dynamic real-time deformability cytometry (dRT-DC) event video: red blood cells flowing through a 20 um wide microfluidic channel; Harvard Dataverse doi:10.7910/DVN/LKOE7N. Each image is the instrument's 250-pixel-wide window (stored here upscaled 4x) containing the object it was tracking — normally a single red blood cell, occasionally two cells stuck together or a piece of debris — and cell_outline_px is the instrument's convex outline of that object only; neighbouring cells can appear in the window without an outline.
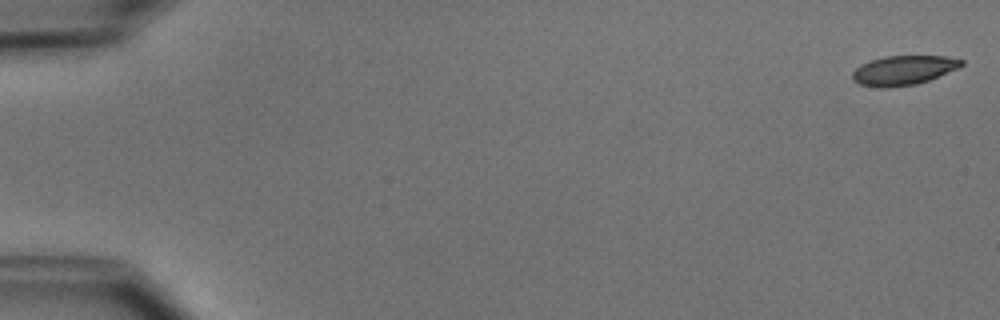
{"species": "common noctule bat (a hibernating species)", "species_latin": "Nyctalus noctula", "temperature_condition": "cold", "stored_images_in_passage": 52, "camera_frame_rate_fps": 3000, "um_per_image_px": 0.085, "animal": {"sex": "male", "body_mass_g": 15.6}, "frame": {"image": 1, "passage_image": 1, "time_ms": 0.0, "image_size_px": [1000, 320], "cell_outline_px": [[964, 64], [960, 68], [928, 80], [916, 84], [888, 88], [880, 88], [860, 84], [852, 80], [852, 72], [860, 64], [884, 56], [944, 56], [964, 60]], "centroid_in_image_um": [76.79, 5.98], "position_along_channel_um": 8.2, "area_um2": 18.79}}
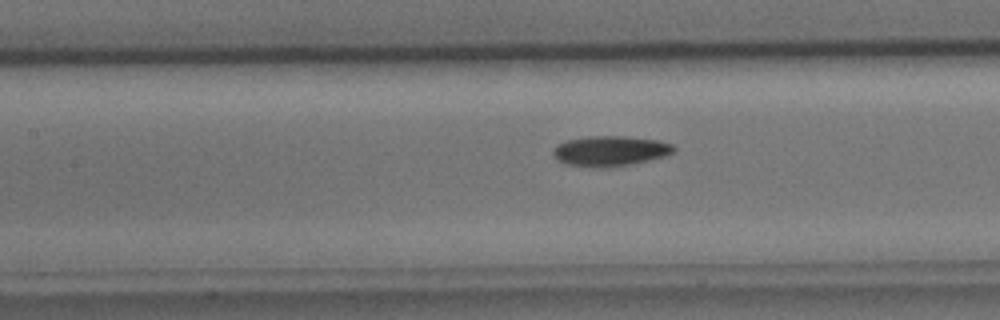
{"frame": {"image": 2, "passage_image": 24, "time_ms": 7.667, "image_size_px": [1000, 320], "cell_outline_px": [[676, 148], [672, 152], [664, 156], [632, 164], [612, 168], [592, 168], [564, 164], [556, 160], [552, 156], [552, 148], [556, 144], [568, 140], [588, 136], [624, 136], [656, 140], [672, 144]], "centroid_in_image_um": [51.78, 12.85], "position_along_channel_um": 155.6, "area_um2": 21.62}}
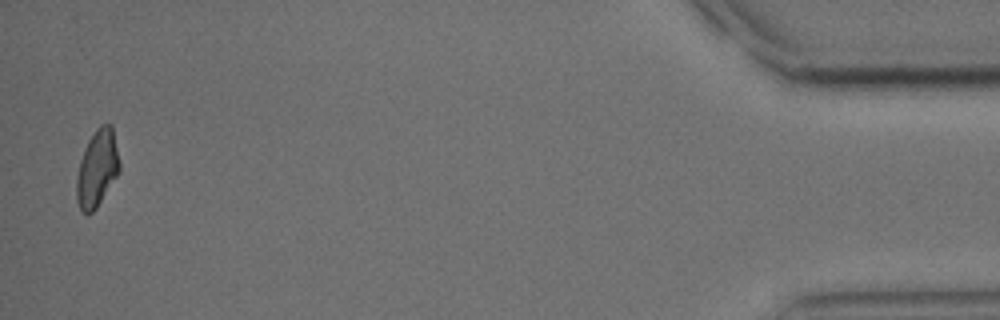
{"frame": {"image": 3, "passage_image": 51, "time_ms": 16.667, "image_size_px": [1000, 320], "cell_outline_px": [[120, 172], [96, 208], [88, 216], [80, 212], [76, 200], [76, 176], [80, 160], [84, 148], [88, 140], [96, 128], [100, 124], [112, 124], [120, 164]], "centroid_in_image_um": [8.24, 14.34], "position_along_channel_um": 427.0, "area_um2": 19.59}, "authors_computed_cell_mechanics": {"area_um2": 19.9699, "velocity_mm_per_s": 3.9123, "shape_relaxation_time_tau1_ms": 5.4956, "shape_relaxation_time_tau2_ms": 10.1414, "deformation_change_tau1": 0.1535, "deformation_change_tau2": 0.1841}}